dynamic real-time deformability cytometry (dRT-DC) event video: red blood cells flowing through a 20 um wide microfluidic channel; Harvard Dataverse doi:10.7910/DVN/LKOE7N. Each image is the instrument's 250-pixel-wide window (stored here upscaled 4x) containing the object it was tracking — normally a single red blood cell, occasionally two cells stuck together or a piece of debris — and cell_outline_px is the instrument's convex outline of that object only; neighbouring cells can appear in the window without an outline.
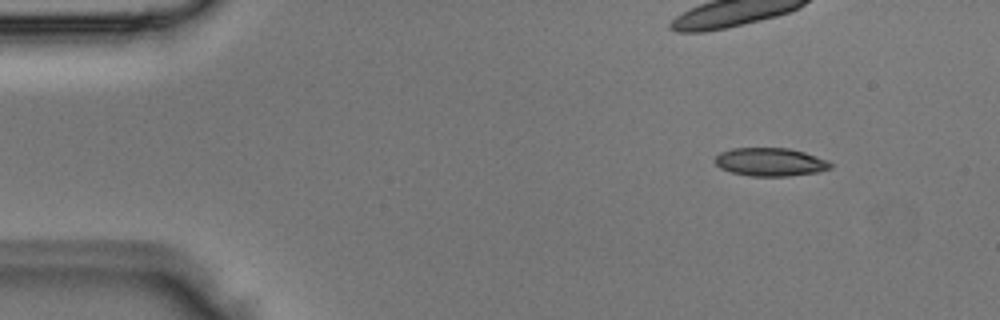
{"species": "Egyptian fruit bat (a non-hibernating species)", "species_latin": "Rousettus aegyptiacus", "temperature_condition": "room temperature", "stored_images_in_passage": 3, "camera_frame_rate_fps": 3000, "um_per_image_px": 0.085, "animal": {"sex": "male"}, "frame": {"image": 1, "passage_image": 1, "time_ms": 0.0, "image_size_px": [1000, 320], "cell_outline_px": [[832, 168], [816, 172], [788, 176], [748, 176], [732, 172], [720, 168], [712, 160], [720, 152], [732, 148], [788, 148], [804, 152], [828, 160], [832, 164]], "centroid_in_image_um": [65.45, 13.77], "position_along_channel_um": 19.6, "area_um2": 19.07}}